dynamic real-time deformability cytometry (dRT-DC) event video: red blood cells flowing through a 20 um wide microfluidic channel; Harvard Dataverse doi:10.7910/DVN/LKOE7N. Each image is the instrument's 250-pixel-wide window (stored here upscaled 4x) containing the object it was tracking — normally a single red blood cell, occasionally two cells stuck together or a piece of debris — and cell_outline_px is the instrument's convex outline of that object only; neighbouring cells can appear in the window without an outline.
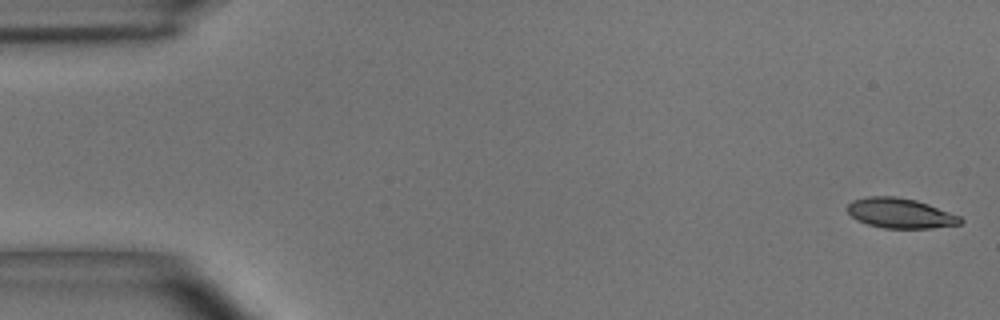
{"species": "common noctule bat (a hibernating species)", "species_latin": "Nyctalus noctula", "temperature_condition": "room temperature", "stored_images_in_passage": 14, "camera_frame_rate_fps": 3000, "um_per_image_px": 0.085, "animal": {"sex": "male", "body_mass_g": 15.6}, "frame": {"image": 1, "passage_image": 1, "time_ms": 0.0, "image_size_px": [1000, 320], "cell_outline_px": [[964, 220], [960, 224], [932, 228], [884, 228], [868, 224], [856, 220], [848, 212], [848, 204], [852, 200], [868, 196], [896, 196], [916, 200], [928, 204], [960, 216]], "centroid_in_image_um": [76.52, 18.12], "position_along_channel_um": 8.5, "area_um2": 19.71}}
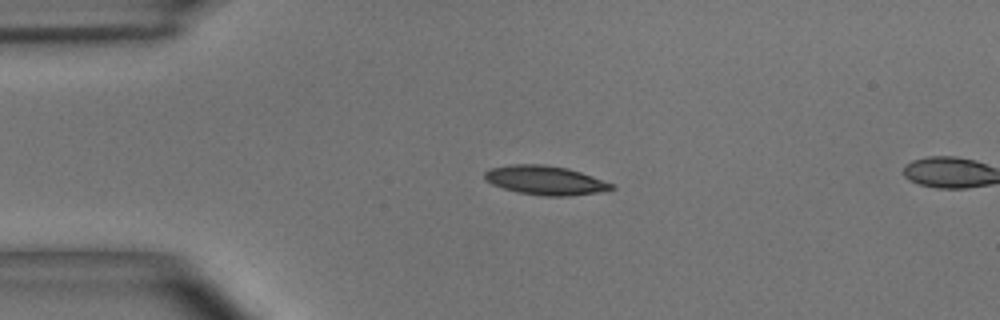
{"frame": {"image": 2, "passage_image": 12, "time_ms": 3.667, "image_size_px": [1000, 320], "cell_outline_px": [[616, 188], [596, 192], [568, 196], [544, 196], [516, 192], [492, 184], [484, 180], [484, 172], [488, 168], [512, 164], [544, 164], [568, 168], [592, 176], [612, 184]], "centroid_in_image_um": [46.28, 15.31], "position_along_channel_um": 38.7, "area_um2": 21.44}}